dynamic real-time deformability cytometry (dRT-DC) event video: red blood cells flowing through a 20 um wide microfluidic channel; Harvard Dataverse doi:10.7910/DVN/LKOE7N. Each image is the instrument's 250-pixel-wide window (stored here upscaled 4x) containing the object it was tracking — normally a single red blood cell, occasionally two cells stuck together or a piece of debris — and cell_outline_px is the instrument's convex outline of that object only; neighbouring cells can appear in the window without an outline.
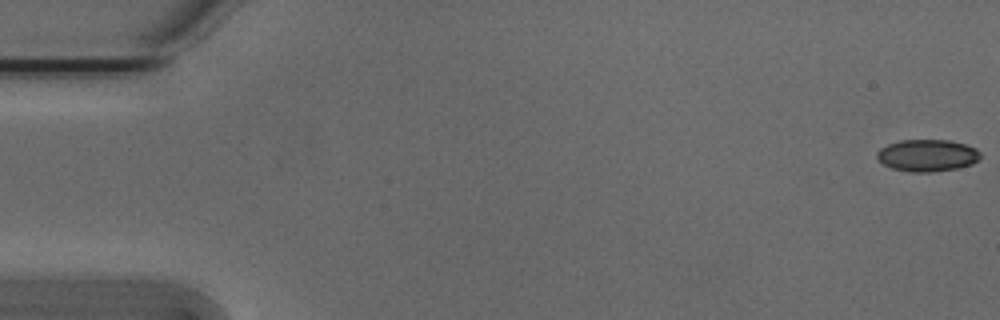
{"species": "Egyptian fruit bat (a non-hibernating species)", "species_latin": "Rousettus aegyptiacus", "temperature_condition": "cold", "stored_images_in_passage": 51, "camera_frame_rate_fps": 3000, "um_per_image_px": 0.085, "animal": {"sex": "male"}, "frame": {"image": 1, "passage_image": 1, "time_ms": 0.0, "image_size_px": [1000, 320], "cell_outline_px": [[980, 156], [972, 164], [956, 168], [932, 172], [908, 172], [892, 168], [884, 164], [876, 156], [876, 152], [880, 148], [888, 144], [900, 140], [948, 140], [964, 144], [976, 148], [980, 152]], "centroid_in_image_um": [78.8, 13.21], "position_along_channel_um": 6.2, "area_um2": 19.19}}
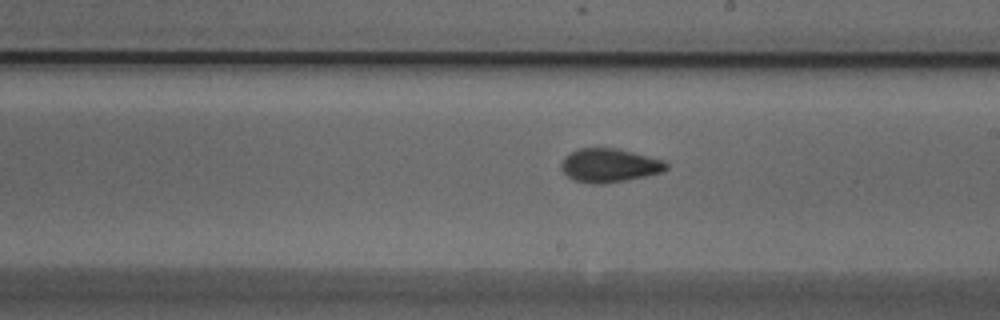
{"frame": {"image": 2, "passage_image": 31, "time_ms": 10.0, "image_size_px": [1000, 320], "cell_outline_px": [[668, 168], [664, 172], [648, 176], [600, 184], [592, 184], [572, 180], [560, 168], [560, 164], [564, 156], [580, 148], [616, 148], [664, 160], [668, 164]], "centroid_in_image_um": [51.8, 14.06], "position_along_channel_um": 237.2, "area_um2": 20.69}}
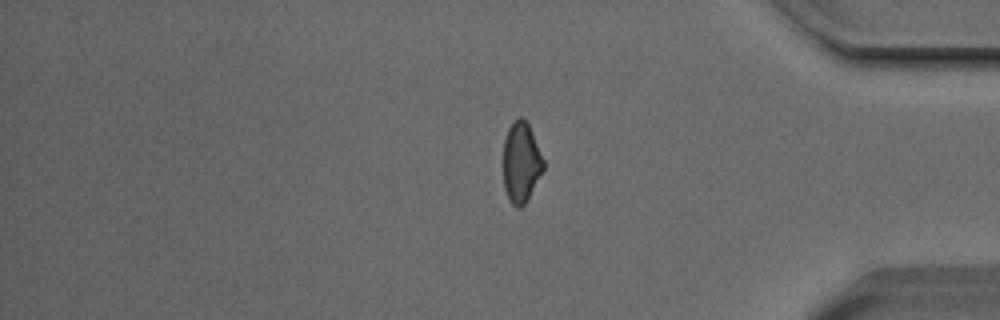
{"frame": {"image": 3, "passage_image": 45, "time_ms": 14.667, "image_size_px": [1000, 320], "cell_outline_px": [[544, 168], [524, 204], [520, 208], [516, 208], [512, 204], [504, 188], [504, 140], [508, 128], [520, 116], [528, 124], [532, 132], [544, 160]], "centroid_in_image_um": [44.29, 13.8], "position_along_channel_um": 390.9, "area_um2": 18.38}, "authors_computed_cell_mechanics": {"area_um2": 19.7676, "velocity_mm_per_s": 3.8169, "shape_relaxation_time_tau1_ms": 3.2703, "shape_relaxation_time_tau2_ms": 1.5792, "deformation_change_tau1": 0.0991, "deformation_change_tau2": 0.065}}